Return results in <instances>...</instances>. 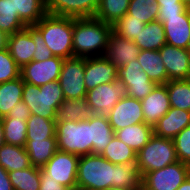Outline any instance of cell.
I'll return each mask as SVG.
<instances>
[{
  "label": "cell",
  "instance_id": "cell-25",
  "mask_svg": "<svg viewBox=\"0 0 190 190\" xmlns=\"http://www.w3.org/2000/svg\"><path fill=\"white\" fill-rule=\"evenodd\" d=\"M133 41L141 50H160L166 44L163 24L158 20L145 24Z\"/></svg>",
  "mask_w": 190,
  "mask_h": 190
},
{
  "label": "cell",
  "instance_id": "cell-2",
  "mask_svg": "<svg viewBox=\"0 0 190 190\" xmlns=\"http://www.w3.org/2000/svg\"><path fill=\"white\" fill-rule=\"evenodd\" d=\"M33 26L41 33L54 56L63 59L73 57L74 18L47 13Z\"/></svg>",
  "mask_w": 190,
  "mask_h": 190
},
{
  "label": "cell",
  "instance_id": "cell-28",
  "mask_svg": "<svg viewBox=\"0 0 190 190\" xmlns=\"http://www.w3.org/2000/svg\"><path fill=\"white\" fill-rule=\"evenodd\" d=\"M93 115L86 98L64 100L56 112V122L88 120Z\"/></svg>",
  "mask_w": 190,
  "mask_h": 190
},
{
  "label": "cell",
  "instance_id": "cell-33",
  "mask_svg": "<svg viewBox=\"0 0 190 190\" xmlns=\"http://www.w3.org/2000/svg\"><path fill=\"white\" fill-rule=\"evenodd\" d=\"M14 190H39L41 168L34 166L8 172Z\"/></svg>",
  "mask_w": 190,
  "mask_h": 190
},
{
  "label": "cell",
  "instance_id": "cell-39",
  "mask_svg": "<svg viewBox=\"0 0 190 190\" xmlns=\"http://www.w3.org/2000/svg\"><path fill=\"white\" fill-rule=\"evenodd\" d=\"M127 13L147 24L157 20L159 5L156 0H130Z\"/></svg>",
  "mask_w": 190,
  "mask_h": 190
},
{
  "label": "cell",
  "instance_id": "cell-48",
  "mask_svg": "<svg viewBox=\"0 0 190 190\" xmlns=\"http://www.w3.org/2000/svg\"><path fill=\"white\" fill-rule=\"evenodd\" d=\"M9 35L0 29V51L7 49Z\"/></svg>",
  "mask_w": 190,
  "mask_h": 190
},
{
  "label": "cell",
  "instance_id": "cell-29",
  "mask_svg": "<svg viewBox=\"0 0 190 190\" xmlns=\"http://www.w3.org/2000/svg\"><path fill=\"white\" fill-rule=\"evenodd\" d=\"M24 81L22 77L0 83V118L6 117L13 106L22 101Z\"/></svg>",
  "mask_w": 190,
  "mask_h": 190
},
{
  "label": "cell",
  "instance_id": "cell-15",
  "mask_svg": "<svg viewBox=\"0 0 190 190\" xmlns=\"http://www.w3.org/2000/svg\"><path fill=\"white\" fill-rule=\"evenodd\" d=\"M169 80L190 79V51L165 44L159 50Z\"/></svg>",
  "mask_w": 190,
  "mask_h": 190
},
{
  "label": "cell",
  "instance_id": "cell-18",
  "mask_svg": "<svg viewBox=\"0 0 190 190\" xmlns=\"http://www.w3.org/2000/svg\"><path fill=\"white\" fill-rule=\"evenodd\" d=\"M142 112L146 124L154 127L170 109V100L165 84H158L141 100Z\"/></svg>",
  "mask_w": 190,
  "mask_h": 190
},
{
  "label": "cell",
  "instance_id": "cell-31",
  "mask_svg": "<svg viewBox=\"0 0 190 190\" xmlns=\"http://www.w3.org/2000/svg\"><path fill=\"white\" fill-rule=\"evenodd\" d=\"M26 140H44L56 138V119H46L31 114L27 119Z\"/></svg>",
  "mask_w": 190,
  "mask_h": 190
},
{
  "label": "cell",
  "instance_id": "cell-46",
  "mask_svg": "<svg viewBox=\"0 0 190 190\" xmlns=\"http://www.w3.org/2000/svg\"><path fill=\"white\" fill-rule=\"evenodd\" d=\"M39 190H73V189L65 187L64 185H61L57 181L50 179V176L47 175L41 169V180H40Z\"/></svg>",
  "mask_w": 190,
  "mask_h": 190
},
{
  "label": "cell",
  "instance_id": "cell-34",
  "mask_svg": "<svg viewBox=\"0 0 190 190\" xmlns=\"http://www.w3.org/2000/svg\"><path fill=\"white\" fill-rule=\"evenodd\" d=\"M130 0H100L95 18L113 25L127 14Z\"/></svg>",
  "mask_w": 190,
  "mask_h": 190
},
{
  "label": "cell",
  "instance_id": "cell-1",
  "mask_svg": "<svg viewBox=\"0 0 190 190\" xmlns=\"http://www.w3.org/2000/svg\"><path fill=\"white\" fill-rule=\"evenodd\" d=\"M112 32V25L91 18H74L73 57L103 56Z\"/></svg>",
  "mask_w": 190,
  "mask_h": 190
},
{
  "label": "cell",
  "instance_id": "cell-14",
  "mask_svg": "<svg viewBox=\"0 0 190 190\" xmlns=\"http://www.w3.org/2000/svg\"><path fill=\"white\" fill-rule=\"evenodd\" d=\"M100 0H45L48 14L72 17H95Z\"/></svg>",
  "mask_w": 190,
  "mask_h": 190
},
{
  "label": "cell",
  "instance_id": "cell-30",
  "mask_svg": "<svg viewBox=\"0 0 190 190\" xmlns=\"http://www.w3.org/2000/svg\"><path fill=\"white\" fill-rule=\"evenodd\" d=\"M13 5L26 26H33L47 14L45 0H13Z\"/></svg>",
  "mask_w": 190,
  "mask_h": 190
},
{
  "label": "cell",
  "instance_id": "cell-9",
  "mask_svg": "<svg viewBox=\"0 0 190 190\" xmlns=\"http://www.w3.org/2000/svg\"><path fill=\"white\" fill-rule=\"evenodd\" d=\"M78 160L79 156L73 153L57 150L41 169L50 176V179L77 190Z\"/></svg>",
  "mask_w": 190,
  "mask_h": 190
},
{
  "label": "cell",
  "instance_id": "cell-26",
  "mask_svg": "<svg viewBox=\"0 0 190 190\" xmlns=\"http://www.w3.org/2000/svg\"><path fill=\"white\" fill-rule=\"evenodd\" d=\"M0 165L7 171L31 167L30 157L24 147L5 143L0 147Z\"/></svg>",
  "mask_w": 190,
  "mask_h": 190
},
{
  "label": "cell",
  "instance_id": "cell-6",
  "mask_svg": "<svg viewBox=\"0 0 190 190\" xmlns=\"http://www.w3.org/2000/svg\"><path fill=\"white\" fill-rule=\"evenodd\" d=\"M137 166L141 177L178 161L173 139L153 134L137 153Z\"/></svg>",
  "mask_w": 190,
  "mask_h": 190
},
{
  "label": "cell",
  "instance_id": "cell-32",
  "mask_svg": "<svg viewBox=\"0 0 190 190\" xmlns=\"http://www.w3.org/2000/svg\"><path fill=\"white\" fill-rule=\"evenodd\" d=\"M116 187L130 190H142V177L137 160L116 164Z\"/></svg>",
  "mask_w": 190,
  "mask_h": 190
},
{
  "label": "cell",
  "instance_id": "cell-43",
  "mask_svg": "<svg viewBox=\"0 0 190 190\" xmlns=\"http://www.w3.org/2000/svg\"><path fill=\"white\" fill-rule=\"evenodd\" d=\"M31 37L36 44V50L33 56L34 61H45L54 56L44 42L43 36L34 26H31Z\"/></svg>",
  "mask_w": 190,
  "mask_h": 190
},
{
  "label": "cell",
  "instance_id": "cell-24",
  "mask_svg": "<svg viewBox=\"0 0 190 190\" xmlns=\"http://www.w3.org/2000/svg\"><path fill=\"white\" fill-rule=\"evenodd\" d=\"M154 134L153 127L144 123L126 126L117 130L115 135L136 153H138L145 144L148 143L150 137Z\"/></svg>",
  "mask_w": 190,
  "mask_h": 190
},
{
  "label": "cell",
  "instance_id": "cell-42",
  "mask_svg": "<svg viewBox=\"0 0 190 190\" xmlns=\"http://www.w3.org/2000/svg\"><path fill=\"white\" fill-rule=\"evenodd\" d=\"M178 161L190 165V126L173 138Z\"/></svg>",
  "mask_w": 190,
  "mask_h": 190
},
{
  "label": "cell",
  "instance_id": "cell-44",
  "mask_svg": "<svg viewBox=\"0 0 190 190\" xmlns=\"http://www.w3.org/2000/svg\"><path fill=\"white\" fill-rule=\"evenodd\" d=\"M186 9V3H176V5H159L157 20L163 22L168 18L179 17Z\"/></svg>",
  "mask_w": 190,
  "mask_h": 190
},
{
  "label": "cell",
  "instance_id": "cell-49",
  "mask_svg": "<svg viewBox=\"0 0 190 190\" xmlns=\"http://www.w3.org/2000/svg\"><path fill=\"white\" fill-rule=\"evenodd\" d=\"M158 5H176V3H186V0H156Z\"/></svg>",
  "mask_w": 190,
  "mask_h": 190
},
{
  "label": "cell",
  "instance_id": "cell-7",
  "mask_svg": "<svg viewBox=\"0 0 190 190\" xmlns=\"http://www.w3.org/2000/svg\"><path fill=\"white\" fill-rule=\"evenodd\" d=\"M58 81L66 100L86 98L85 58L64 59Z\"/></svg>",
  "mask_w": 190,
  "mask_h": 190
},
{
  "label": "cell",
  "instance_id": "cell-4",
  "mask_svg": "<svg viewBox=\"0 0 190 190\" xmlns=\"http://www.w3.org/2000/svg\"><path fill=\"white\" fill-rule=\"evenodd\" d=\"M64 100L58 80L40 87L24 82L22 101L31 110V114L46 119H56L57 109Z\"/></svg>",
  "mask_w": 190,
  "mask_h": 190
},
{
  "label": "cell",
  "instance_id": "cell-19",
  "mask_svg": "<svg viewBox=\"0 0 190 190\" xmlns=\"http://www.w3.org/2000/svg\"><path fill=\"white\" fill-rule=\"evenodd\" d=\"M7 48L20 69L32 62L36 44L31 37V26L9 35Z\"/></svg>",
  "mask_w": 190,
  "mask_h": 190
},
{
  "label": "cell",
  "instance_id": "cell-5",
  "mask_svg": "<svg viewBox=\"0 0 190 190\" xmlns=\"http://www.w3.org/2000/svg\"><path fill=\"white\" fill-rule=\"evenodd\" d=\"M57 150L77 156L92 154V134L90 119L56 122Z\"/></svg>",
  "mask_w": 190,
  "mask_h": 190
},
{
  "label": "cell",
  "instance_id": "cell-52",
  "mask_svg": "<svg viewBox=\"0 0 190 190\" xmlns=\"http://www.w3.org/2000/svg\"><path fill=\"white\" fill-rule=\"evenodd\" d=\"M105 190H130V189H125V188H119V187H114V186H111Z\"/></svg>",
  "mask_w": 190,
  "mask_h": 190
},
{
  "label": "cell",
  "instance_id": "cell-36",
  "mask_svg": "<svg viewBox=\"0 0 190 190\" xmlns=\"http://www.w3.org/2000/svg\"><path fill=\"white\" fill-rule=\"evenodd\" d=\"M101 155L113 164H123L130 160H137V153L116 135L113 136Z\"/></svg>",
  "mask_w": 190,
  "mask_h": 190
},
{
  "label": "cell",
  "instance_id": "cell-53",
  "mask_svg": "<svg viewBox=\"0 0 190 190\" xmlns=\"http://www.w3.org/2000/svg\"><path fill=\"white\" fill-rule=\"evenodd\" d=\"M187 10L190 12V0H186Z\"/></svg>",
  "mask_w": 190,
  "mask_h": 190
},
{
  "label": "cell",
  "instance_id": "cell-3",
  "mask_svg": "<svg viewBox=\"0 0 190 190\" xmlns=\"http://www.w3.org/2000/svg\"><path fill=\"white\" fill-rule=\"evenodd\" d=\"M116 187V164L102 155L80 156L77 168V190H105Z\"/></svg>",
  "mask_w": 190,
  "mask_h": 190
},
{
  "label": "cell",
  "instance_id": "cell-23",
  "mask_svg": "<svg viewBox=\"0 0 190 190\" xmlns=\"http://www.w3.org/2000/svg\"><path fill=\"white\" fill-rule=\"evenodd\" d=\"M90 126L93 143L92 154L101 155L115 135V132L107 116L102 114H93L90 118Z\"/></svg>",
  "mask_w": 190,
  "mask_h": 190
},
{
  "label": "cell",
  "instance_id": "cell-38",
  "mask_svg": "<svg viewBox=\"0 0 190 190\" xmlns=\"http://www.w3.org/2000/svg\"><path fill=\"white\" fill-rule=\"evenodd\" d=\"M25 27L14 10L13 0H0V29L11 35Z\"/></svg>",
  "mask_w": 190,
  "mask_h": 190
},
{
  "label": "cell",
  "instance_id": "cell-51",
  "mask_svg": "<svg viewBox=\"0 0 190 190\" xmlns=\"http://www.w3.org/2000/svg\"><path fill=\"white\" fill-rule=\"evenodd\" d=\"M5 144V138H4V130H3V125L2 121L0 119V147Z\"/></svg>",
  "mask_w": 190,
  "mask_h": 190
},
{
  "label": "cell",
  "instance_id": "cell-12",
  "mask_svg": "<svg viewBox=\"0 0 190 190\" xmlns=\"http://www.w3.org/2000/svg\"><path fill=\"white\" fill-rule=\"evenodd\" d=\"M64 59L53 56L45 61H32L21 68L20 76L24 82L42 86L57 81L61 73Z\"/></svg>",
  "mask_w": 190,
  "mask_h": 190
},
{
  "label": "cell",
  "instance_id": "cell-16",
  "mask_svg": "<svg viewBox=\"0 0 190 190\" xmlns=\"http://www.w3.org/2000/svg\"><path fill=\"white\" fill-rule=\"evenodd\" d=\"M117 79V67L104 56L85 58V86L92 90L101 84L113 83Z\"/></svg>",
  "mask_w": 190,
  "mask_h": 190
},
{
  "label": "cell",
  "instance_id": "cell-37",
  "mask_svg": "<svg viewBox=\"0 0 190 190\" xmlns=\"http://www.w3.org/2000/svg\"><path fill=\"white\" fill-rule=\"evenodd\" d=\"M5 143L25 147L27 120L18 118H1Z\"/></svg>",
  "mask_w": 190,
  "mask_h": 190
},
{
  "label": "cell",
  "instance_id": "cell-27",
  "mask_svg": "<svg viewBox=\"0 0 190 190\" xmlns=\"http://www.w3.org/2000/svg\"><path fill=\"white\" fill-rule=\"evenodd\" d=\"M25 150L27 151L31 165L42 168L57 151L56 138L44 140H26Z\"/></svg>",
  "mask_w": 190,
  "mask_h": 190
},
{
  "label": "cell",
  "instance_id": "cell-8",
  "mask_svg": "<svg viewBox=\"0 0 190 190\" xmlns=\"http://www.w3.org/2000/svg\"><path fill=\"white\" fill-rule=\"evenodd\" d=\"M190 175V165L177 161L142 177V190H177Z\"/></svg>",
  "mask_w": 190,
  "mask_h": 190
},
{
  "label": "cell",
  "instance_id": "cell-21",
  "mask_svg": "<svg viewBox=\"0 0 190 190\" xmlns=\"http://www.w3.org/2000/svg\"><path fill=\"white\" fill-rule=\"evenodd\" d=\"M188 126H190V111L170 107L153 127V131L156 136L173 139Z\"/></svg>",
  "mask_w": 190,
  "mask_h": 190
},
{
  "label": "cell",
  "instance_id": "cell-50",
  "mask_svg": "<svg viewBox=\"0 0 190 190\" xmlns=\"http://www.w3.org/2000/svg\"><path fill=\"white\" fill-rule=\"evenodd\" d=\"M177 190H190V175L184 180Z\"/></svg>",
  "mask_w": 190,
  "mask_h": 190
},
{
  "label": "cell",
  "instance_id": "cell-40",
  "mask_svg": "<svg viewBox=\"0 0 190 190\" xmlns=\"http://www.w3.org/2000/svg\"><path fill=\"white\" fill-rule=\"evenodd\" d=\"M144 26V22L133 18L127 13L112 25V31L120 37L133 41L143 30Z\"/></svg>",
  "mask_w": 190,
  "mask_h": 190
},
{
  "label": "cell",
  "instance_id": "cell-47",
  "mask_svg": "<svg viewBox=\"0 0 190 190\" xmlns=\"http://www.w3.org/2000/svg\"><path fill=\"white\" fill-rule=\"evenodd\" d=\"M0 190H14L8 172L0 165Z\"/></svg>",
  "mask_w": 190,
  "mask_h": 190
},
{
  "label": "cell",
  "instance_id": "cell-20",
  "mask_svg": "<svg viewBox=\"0 0 190 190\" xmlns=\"http://www.w3.org/2000/svg\"><path fill=\"white\" fill-rule=\"evenodd\" d=\"M166 44L188 49L190 42V12L186 9L179 17L165 19Z\"/></svg>",
  "mask_w": 190,
  "mask_h": 190
},
{
  "label": "cell",
  "instance_id": "cell-11",
  "mask_svg": "<svg viewBox=\"0 0 190 190\" xmlns=\"http://www.w3.org/2000/svg\"><path fill=\"white\" fill-rule=\"evenodd\" d=\"M117 80H121L127 86L128 96L137 100L144 99L157 85L142 71L137 60L117 68Z\"/></svg>",
  "mask_w": 190,
  "mask_h": 190
},
{
  "label": "cell",
  "instance_id": "cell-17",
  "mask_svg": "<svg viewBox=\"0 0 190 190\" xmlns=\"http://www.w3.org/2000/svg\"><path fill=\"white\" fill-rule=\"evenodd\" d=\"M140 51L134 41L120 37L112 31L103 56L119 68L136 61Z\"/></svg>",
  "mask_w": 190,
  "mask_h": 190
},
{
  "label": "cell",
  "instance_id": "cell-22",
  "mask_svg": "<svg viewBox=\"0 0 190 190\" xmlns=\"http://www.w3.org/2000/svg\"><path fill=\"white\" fill-rule=\"evenodd\" d=\"M137 61L149 79L158 84H166L168 76L159 50H141Z\"/></svg>",
  "mask_w": 190,
  "mask_h": 190
},
{
  "label": "cell",
  "instance_id": "cell-13",
  "mask_svg": "<svg viewBox=\"0 0 190 190\" xmlns=\"http://www.w3.org/2000/svg\"><path fill=\"white\" fill-rule=\"evenodd\" d=\"M113 131L144 123L141 100L126 96L120 99L114 108L106 114Z\"/></svg>",
  "mask_w": 190,
  "mask_h": 190
},
{
  "label": "cell",
  "instance_id": "cell-45",
  "mask_svg": "<svg viewBox=\"0 0 190 190\" xmlns=\"http://www.w3.org/2000/svg\"><path fill=\"white\" fill-rule=\"evenodd\" d=\"M31 115V110L28 108L25 102L20 101L15 104L13 108L10 110L9 114L3 118H18L27 120Z\"/></svg>",
  "mask_w": 190,
  "mask_h": 190
},
{
  "label": "cell",
  "instance_id": "cell-41",
  "mask_svg": "<svg viewBox=\"0 0 190 190\" xmlns=\"http://www.w3.org/2000/svg\"><path fill=\"white\" fill-rule=\"evenodd\" d=\"M21 69L11 57L7 49L0 51V83L20 77Z\"/></svg>",
  "mask_w": 190,
  "mask_h": 190
},
{
  "label": "cell",
  "instance_id": "cell-10",
  "mask_svg": "<svg viewBox=\"0 0 190 190\" xmlns=\"http://www.w3.org/2000/svg\"><path fill=\"white\" fill-rule=\"evenodd\" d=\"M128 96L127 86L121 80L101 84L87 91L86 100L93 114L106 115L117 102Z\"/></svg>",
  "mask_w": 190,
  "mask_h": 190
},
{
  "label": "cell",
  "instance_id": "cell-35",
  "mask_svg": "<svg viewBox=\"0 0 190 190\" xmlns=\"http://www.w3.org/2000/svg\"><path fill=\"white\" fill-rule=\"evenodd\" d=\"M165 85L171 107L190 111V79L169 80Z\"/></svg>",
  "mask_w": 190,
  "mask_h": 190
}]
</instances>
